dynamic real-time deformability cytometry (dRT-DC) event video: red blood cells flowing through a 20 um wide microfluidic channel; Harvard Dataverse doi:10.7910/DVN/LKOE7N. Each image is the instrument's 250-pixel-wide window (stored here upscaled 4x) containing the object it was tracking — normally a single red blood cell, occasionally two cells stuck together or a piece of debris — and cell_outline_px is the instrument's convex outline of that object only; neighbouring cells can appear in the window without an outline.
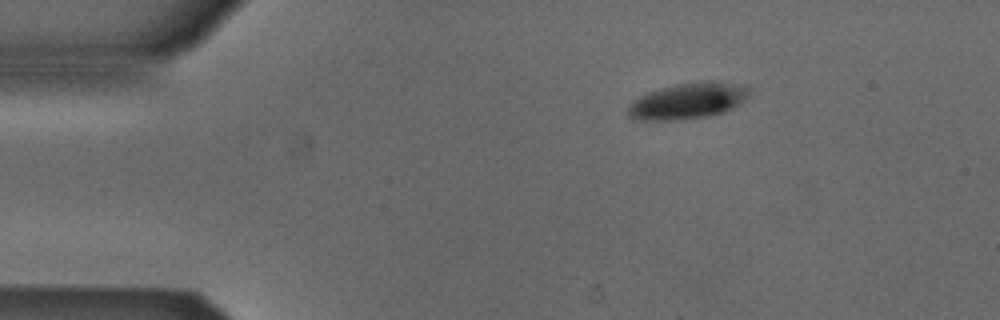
{"species": "Egyptian fruit bat (a non-hibernating species)", "species_latin": "Rousettus aegyptiacus", "temperature_condition": "cold", "stored_images_in_passage": 45, "camera_frame_rate_fps": 3000, "um_per_image_px": 0.085, "animal": {"sex": "male"}, "frame": {"image": 1, "passage_image": 1, "time_ms": 0.0, "image_size_px": [1000, 320], "cell_outline_px": [[752, 88], [732, 108], [724, 112], [708, 116], [684, 120], [640, 120], [628, 116], [628, 104], [632, 100], [648, 92], [660, 88], [676, 84], [700, 80], [716, 80]], "centroid_in_image_um": [58.4, 8.57], "position_along_channel_um": 26.6, "area_um2": 25.43}}
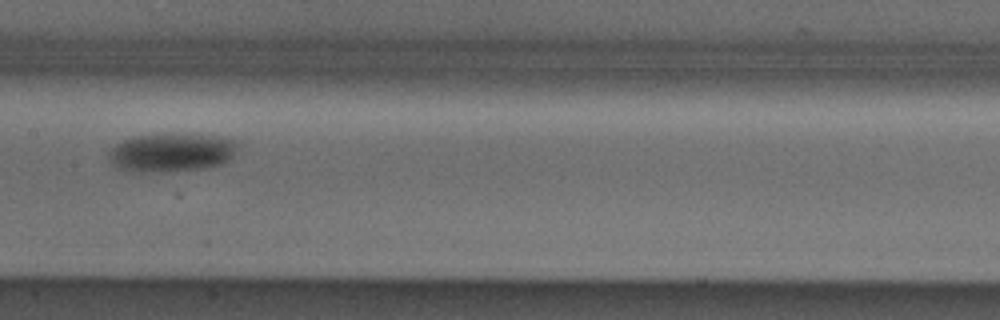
{"frame": {"image": 2, "passage_image": 19, "time_ms": 6.0, "image_size_px": [1000, 320], "cell_outline_px": [[236, 144], [232, 156], [228, 160], [220, 164], [204, 168], [160, 172], [140, 172], [116, 168], [112, 164], [108, 156], [108, 152], [116, 144], [124, 140], [136, 136], [196, 132], [200, 132], [236, 140]], "centroid_in_image_um": [14.57, 12.94], "position_along_channel_um": 192.8, "area_um2": 29.25}}
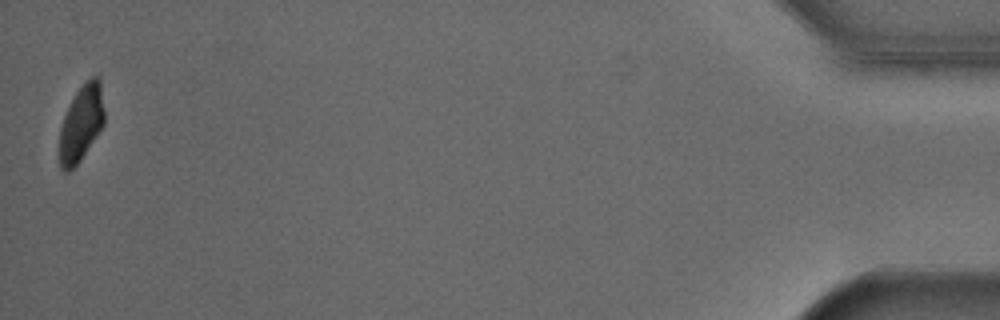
{"frame": {"image": 3, "passage_image": 45, "time_ms": 14.667, "image_size_px": [1000, 320], "cell_outline_px": [[104, 124], [80, 160], [68, 172], [64, 172], [60, 168], [60, 128], [64, 116], [76, 92], [92, 76], [96, 76], [100, 80], [104, 108]], "centroid_in_image_um": [6.91, 10.48], "position_along_channel_um": 428.3, "area_um2": 19.48}, "authors_computed_cell_mechanics": {"area_um2": 26.3568, "velocity_mm_per_s": 3.8454, "shape_relaxation_time_tau1_ms": 1.4505, "shape_relaxation_time_tau2_ms": null, "deformation_change_tau1": 0.0732, "deformation_change_tau2": null}}